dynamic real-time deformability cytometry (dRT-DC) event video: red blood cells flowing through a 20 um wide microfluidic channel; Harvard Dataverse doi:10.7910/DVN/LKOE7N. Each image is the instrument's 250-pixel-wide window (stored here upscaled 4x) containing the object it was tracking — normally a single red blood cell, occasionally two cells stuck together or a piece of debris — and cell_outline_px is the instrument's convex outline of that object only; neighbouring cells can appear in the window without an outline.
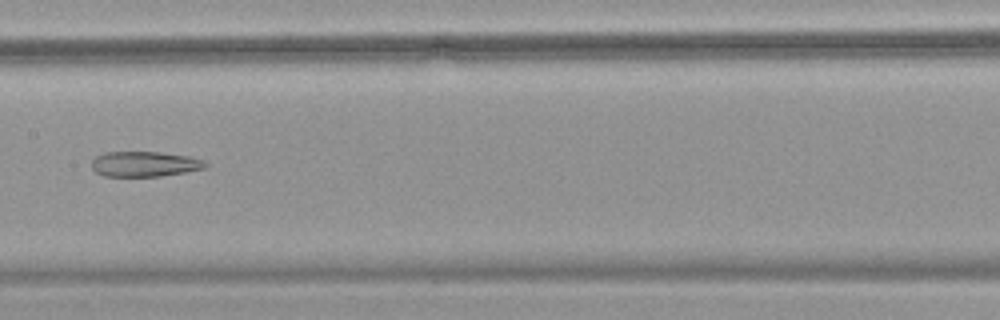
{"species": "common noctule bat (a hibernating species)", "species_latin": "Nyctalus noctula", "temperature_condition": "warm", "stored_images_in_passage": 49, "camera_frame_rate_fps": 3000, "um_per_image_px": 0.085, "animal": {"sex": "female", "body_mass_g": 18.4}, "frame": {"image": 1, "passage_image": 26, "time_ms": 8.333, "image_size_px": [1000, 320], "cell_outline_px": [[208, 164], [204, 168], [184, 172], [160, 176], [104, 176], [96, 172], [92, 168], [92, 160], [96, 156], [104, 152], [160, 152], [188, 156], [204, 160]], "centroid_in_image_um": [12.27, 13.94], "position_along_channel_um": 195.1, "area_um2": 16.65}}
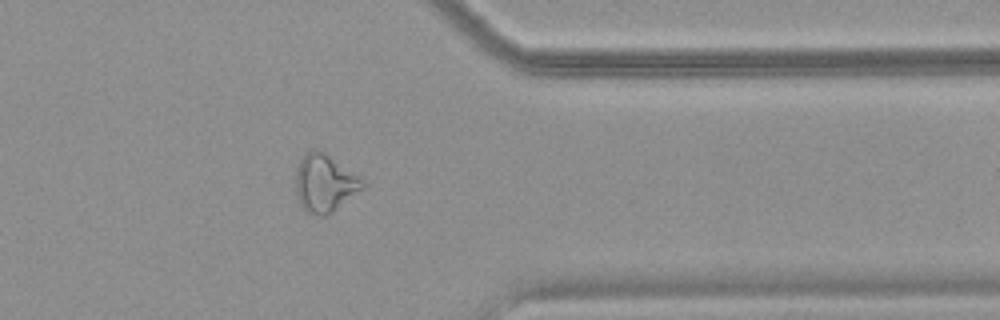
{"frame": {"image": 2, "passage_image": 40, "time_ms": 13.0, "image_size_px": [1000, 320], "cell_outline_px": [[368, 184], [364, 188], [328, 216], [316, 216], [304, 212], [300, 204], [296, 192], [296, 168], [300, 160], [308, 152], [316, 148], [324, 152], [360, 176]], "centroid_in_image_um": [27.62, 15.61], "position_along_channel_um": 383.8, "area_um2": 22.77}}
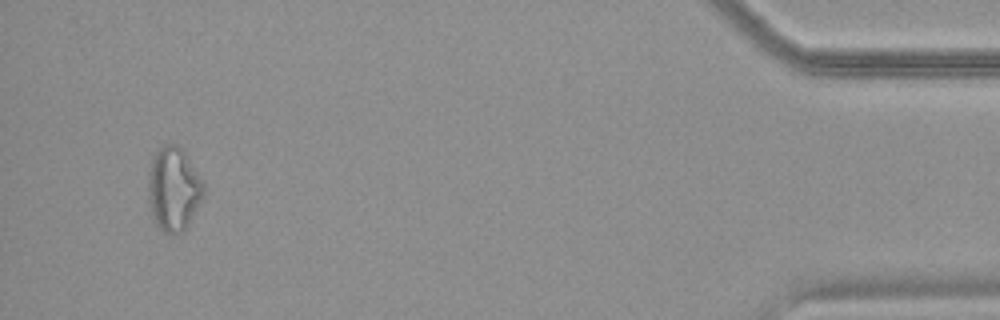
{"frame": {"image": 3, "passage_image": 47, "time_ms": 15.333, "image_size_px": [1000, 320], "cell_outline_px": [[204, 192], [188, 224], [180, 232], [164, 232], [156, 224], [152, 216], [148, 204], [148, 172], [152, 160], [156, 152], [164, 144], [176, 144], [184, 152], [204, 180]], "centroid_in_image_um": [14.73, 16.03], "position_along_channel_um": 420.5, "area_um2": 26.76}}